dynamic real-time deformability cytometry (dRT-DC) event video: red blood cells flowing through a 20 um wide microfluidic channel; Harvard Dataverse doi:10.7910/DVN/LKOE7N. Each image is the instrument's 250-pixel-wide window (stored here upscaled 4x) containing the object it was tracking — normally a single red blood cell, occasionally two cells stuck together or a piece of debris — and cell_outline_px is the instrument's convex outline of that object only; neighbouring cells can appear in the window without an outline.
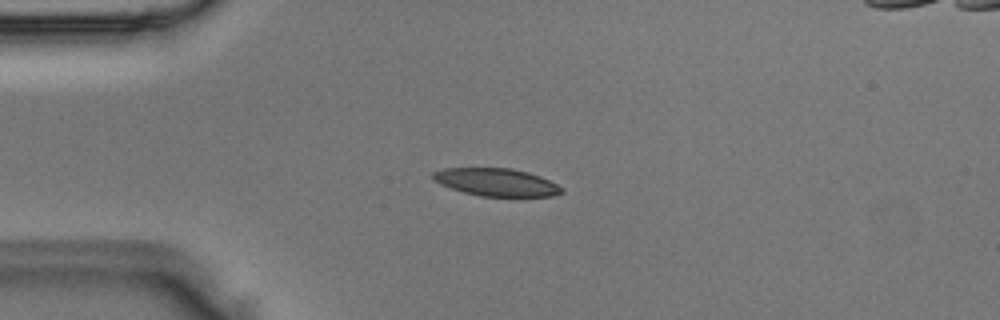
{"species": "Egyptian fruit bat (a non-hibernating species)", "species_latin": "Rousettus aegyptiacus", "temperature_condition": "room temperature", "stored_images_in_passage": 4, "camera_frame_rate_fps": 3000, "um_per_image_px": 0.085, "animal": {"sex": "male"}, "frame": {"image": 1, "passage_image": 3, "time_ms": 0.667, "image_size_px": [1000, 320], "cell_outline_px": [[564, 192], [552, 196], [480, 196], [464, 192], [440, 184], [432, 180], [432, 172], [444, 168], [512, 168], [528, 172], [540, 176], [564, 188]], "centroid_in_image_um": [42.18, 15.48], "position_along_channel_um": 42.8, "area_um2": 20.75}}